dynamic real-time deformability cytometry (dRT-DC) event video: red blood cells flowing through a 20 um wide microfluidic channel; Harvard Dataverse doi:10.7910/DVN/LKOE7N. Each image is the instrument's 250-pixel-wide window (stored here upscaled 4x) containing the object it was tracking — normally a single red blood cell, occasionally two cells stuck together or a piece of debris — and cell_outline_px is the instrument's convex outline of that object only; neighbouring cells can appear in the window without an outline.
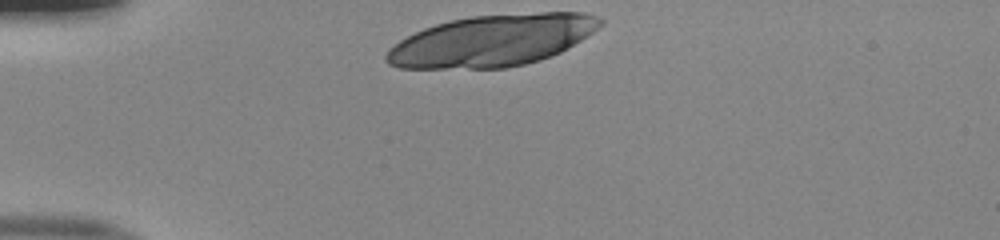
{"species": "human", "species_latin": "Homo sapiens", "temperature_condition": "room temperature", "stored_images_in_passage": 8, "camera_frame_rate_fps": 3000, "um_per_image_px": 0.085, "donor": {"sex": "male"}, "frame": {"image": 1, "passage_image": 1, "time_ms": 0.0, "image_size_px": [1000, 240], "cell_outline_px": [[604, 24], [580, 40], [560, 52], [540, 60], [524, 64], [504, 68], [400, 68], [388, 64], [384, 60], [384, 56], [400, 40], [424, 28], [436, 24], [452, 20], [472, 16], [540, 12], [584, 12], [600, 16], [604, 20]], "centroid_in_image_um": [41.87, 3.44], "position_along_channel_um": 43.1, "area_um2": 63.93}}